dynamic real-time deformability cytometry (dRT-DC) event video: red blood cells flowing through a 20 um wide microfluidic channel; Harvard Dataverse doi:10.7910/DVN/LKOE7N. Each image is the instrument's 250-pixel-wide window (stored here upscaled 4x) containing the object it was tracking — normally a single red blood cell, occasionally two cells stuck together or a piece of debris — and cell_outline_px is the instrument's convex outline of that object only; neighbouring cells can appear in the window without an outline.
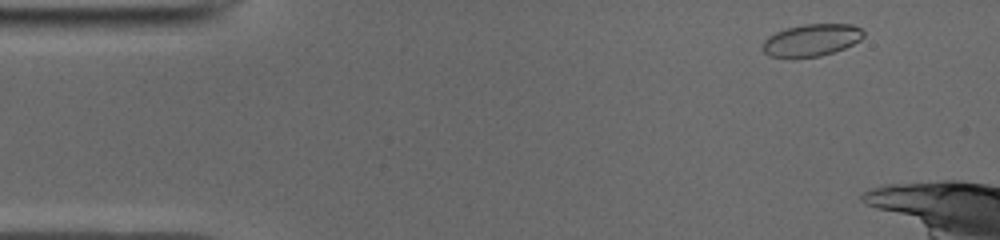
{"species": "common noctule bat (a hibernating species)", "species_latin": "Nyctalus noctula", "temperature_condition": "cold", "stored_images_in_passage": 9, "camera_frame_rate_fps": 3000, "um_per_image_px": 0.085, "animal": {"sex": "male", "body_mass_g": 19.0, "forearm_length_mm": 50.8}, "frame": {"image": 1, "passage_image": 2, "time_ms": 0.333, "image_size_px": [1000, 240], "cell_outline_px": [[856, 40], [840, 48], [828, 52], [812, 56], [780, 56], [776, 36], [784, 32], [796, 28], [820, 24], [840, 24], [856, 28]], "centroid_in_image_um": [69.27, 3.37], "position_along_channel_um": 15.7, "area_um2": 14.39}}